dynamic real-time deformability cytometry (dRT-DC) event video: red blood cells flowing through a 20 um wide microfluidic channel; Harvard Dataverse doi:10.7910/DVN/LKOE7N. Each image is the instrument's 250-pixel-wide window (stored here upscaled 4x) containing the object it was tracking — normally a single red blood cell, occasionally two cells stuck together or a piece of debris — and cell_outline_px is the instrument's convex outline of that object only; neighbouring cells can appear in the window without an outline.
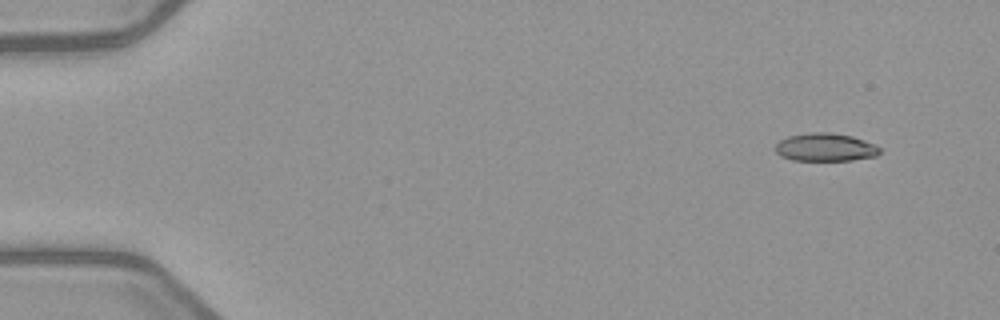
{"species": "common noctule bat (a hibernating species)", "species_latin": "Nyctalus noctula", "temperature_condition": "warm", "stored_images_in_passage": 5, "camera_frame_rate_fps": 3000, "um_per_image_px": 0.085, "animal": {"sex": "female", "body_mass_g": 21.9}, "frame": {"image": 1, "passage_image": 2, "time_ms": 1.0, "image_size_px": [1000, 320], "cell_outline_px": [[880, 152], [876, 156], [852, 160], [792, 160], [780, 156], [776, 152], [776, 144], [780, 140], [788, 136], [812, 132], [828, 132], [852, 136], [876, 144], [880, 148]], "centroid_in_image_um": [70.16, 12.51], "position_along_channel_um": 14.8, "area_um2": 17.05}}
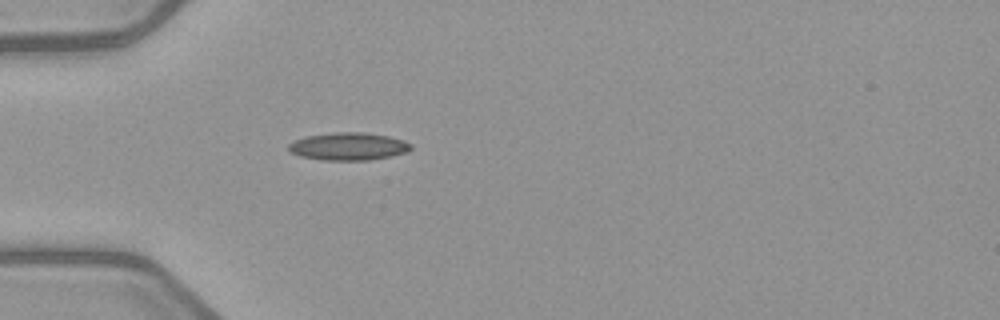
{"frame": {"image": 2, "passage_image": 5, "time_ms": 5.0, "image_size_px": [1000, 320], "cell_outline_px": [[412, 148], [408, 152], [392, 156], [368, 160], [320, 160], [300, 156], [292, 152], [288, 148], [288, 144], [304, 136], [336, 132], [364, 132], [388, 136], [404, 140], [412, 144]], "centroid_in_image_um": [29.64, 12.44], "position_along_channel_um": 55.4, "area_um2": 19.83}}